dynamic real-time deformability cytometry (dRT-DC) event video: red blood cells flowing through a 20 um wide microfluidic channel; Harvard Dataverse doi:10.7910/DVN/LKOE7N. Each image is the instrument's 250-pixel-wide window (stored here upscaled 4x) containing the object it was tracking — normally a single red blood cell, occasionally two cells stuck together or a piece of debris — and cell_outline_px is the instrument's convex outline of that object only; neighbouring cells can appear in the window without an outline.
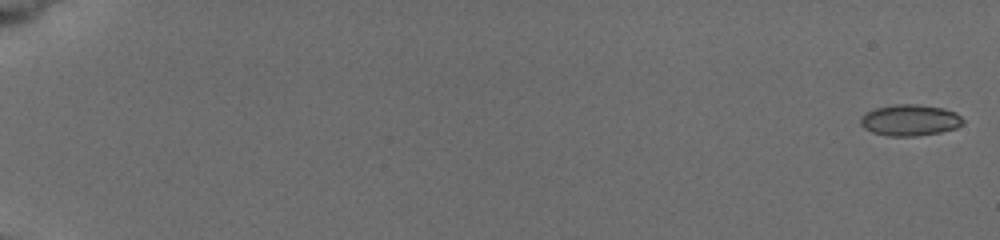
{"species": "common noctule bat (a hibernating species)", "species_latin": "Nyctalus noctula", "temperature_condition": "cold", "stored_images_in_passage": 7, "camera_frame_rate_fps": 3000, "um_per_image_px": 0.085, "animal": {"sex": "female", "body_mass_g": 19.5, "forearm_length_mm": 54.1}, "frame": {"image": 1, "passage_image": 1, "time_ms": 0.0, "image_size_px": [1000, 240], "cell_outline_px": [[964, 124], [956, 128], [940, 132], [916, 136], [888, 136], [872, 132], [864, 128], [860, 124], [860, 116], [864, 112], [876, 108], [896, 104], [916, 104], [944, 108], [956, 112], [964, 120]], "centroid_in_image_um": [77.34, 10.21], "position_along_channel_um": 7.7, "area_um2": 18.84}}
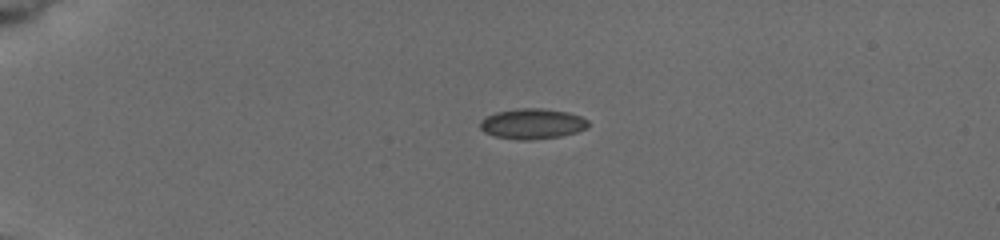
{"frame": {"image": 2, "passage_image": 6, "time_ms": 4.667, "image_size_px": [1000, 240], "cell_outline_px": [[588, 128], [576, 132], [560, 136], [532, 140], [520, 140], [496, 136], [484, 132], [480, 128], [480, 120], [496, 112], [516, 108], [544, 108], [568, 112], [580, 116], [588, 120]], "centroid_in_image_um": [45.25, 10.51], "position_along_channel_um": 39.7, "area_um2": 19.19}}